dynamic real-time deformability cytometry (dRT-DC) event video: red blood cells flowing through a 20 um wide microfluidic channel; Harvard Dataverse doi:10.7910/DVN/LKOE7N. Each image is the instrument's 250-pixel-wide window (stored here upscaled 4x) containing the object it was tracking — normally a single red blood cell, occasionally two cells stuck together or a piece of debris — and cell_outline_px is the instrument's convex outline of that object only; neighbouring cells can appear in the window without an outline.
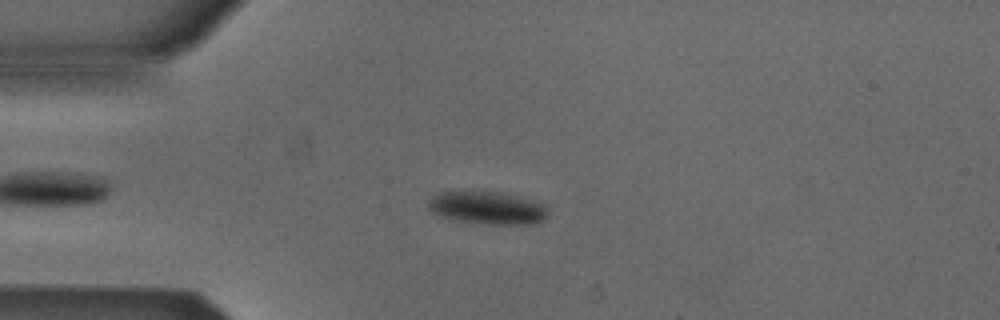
{"species": "Egyptian fruit bat (a non-hibernating species)", "species_latin": "Rousettus aegyptiacus", "temperature_condition": "cold", "stored_images_in_passage": 50, "camera_frame_rate_fps": 3000, "um_per_image_px": 0.085, "animal": {"sex": "male"}, "frame": {"image": 1, "passage_image": 10, "time_ms": 3.0, "image_size_px": [1000, 320], "cell_outline_px": [[548, 212], [536, 224], [488, 224], [456, 220], [440, 216], [432, 212], [428, 208], [428, 200], [436, 192], [496, 192], [516, 196], [548, 204]], "centroid_in_image_um": [41.42, 17.67], "position_along_channel_um": 43.6, "area_um2": 22.72}}
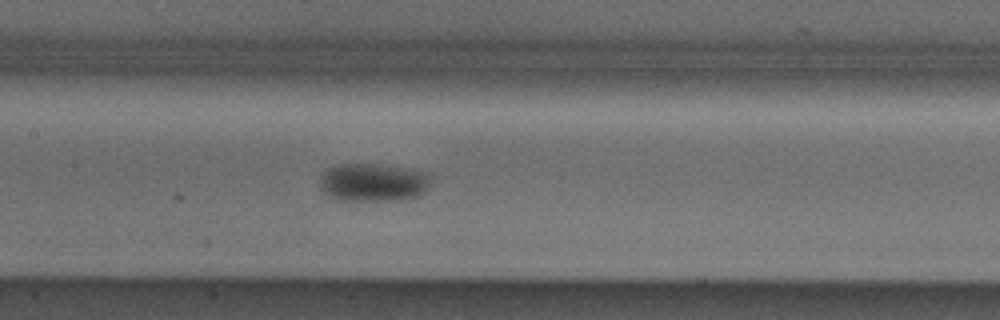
{"frame": {"image": 2, "passage_image": 22, "time_ms": 7.0, "image_size_px": [1000, 320], "cell_outline_px": [[432, 180], [428, 188], [424, 192], [416, 196], [400, 200], [336, 200], [328, 196], [320, 188], [320, 176], [328, 168], [336, 164], [380, 164], [404, 168], [424, 172], [432, 176]], "centroid_in_image_um": [31.7, 15.5], "position_along_channel_um": 175.7, "area_um2": 24.85}}
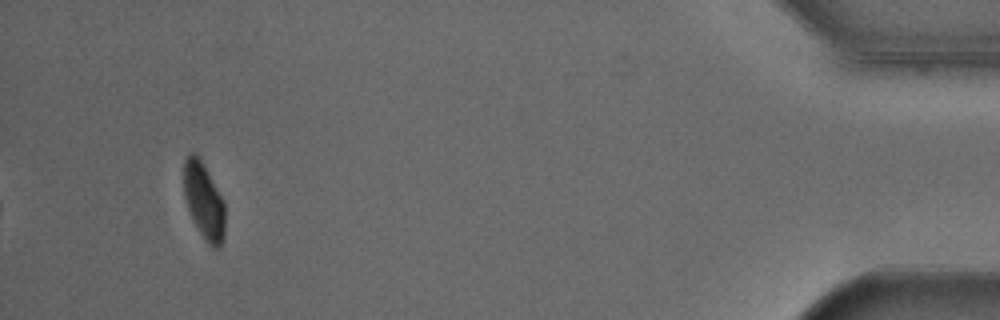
{"frame": {"image": 3, "passage_image": 47, "time_ms": 15.333, "image_size_px": [1000, 320], "cell_outline_px": [[224, 240], [220, 248], [212, 248], [208, 244], [200, 232], [188, 208], [184, 196], [184, 160], [192, 152], [196, 152], [208, 172], [224, 200]], "centroid_in_image_um": [17.34, 17.09], "position_along_channel_um": 417.9, "area_um2": 18.21}, "authors_computed_cell_mechanics": {"area_um2": 22.542, "velocity_mm_per_s": 3.8272, "shape_relaxation_time_tau1_ms": 3.65, "shape_relaxation_time_tau2_ms": null, "deformation_change_tau1": 0.0926, "deformation_change_tau2": null}}